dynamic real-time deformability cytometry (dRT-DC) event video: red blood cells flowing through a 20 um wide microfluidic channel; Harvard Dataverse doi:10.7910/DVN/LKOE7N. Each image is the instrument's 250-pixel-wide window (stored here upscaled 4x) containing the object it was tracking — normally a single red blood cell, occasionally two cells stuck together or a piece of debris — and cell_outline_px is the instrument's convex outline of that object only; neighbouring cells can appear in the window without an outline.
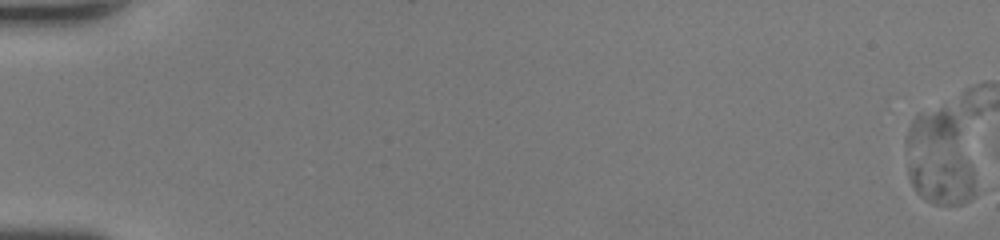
{"species": "human", "species_latin": "Homo sapiens", "temperature_condition": "room temperature", "stored_images_in_passage": 17, "camera_frame_rate_fps": 3000, "um_per_image_px": 0.085, "donor": {"sex": "female"}, "frame": {"image": 1, "passage_image": 1, "time_ms": 0.0, "image_size_px": [1000, 240], "cell_outline_px": [[980, 188], [968, 200], [960, 204], [932, 204], [920, 196], [916, 192], [908, 176], [908, 164], [956, 152], [972, 168]], "centroid_in_image_um": [80.22, 15.26], "position_along_channel_um": 4.8, "area_um2": 19.77}}